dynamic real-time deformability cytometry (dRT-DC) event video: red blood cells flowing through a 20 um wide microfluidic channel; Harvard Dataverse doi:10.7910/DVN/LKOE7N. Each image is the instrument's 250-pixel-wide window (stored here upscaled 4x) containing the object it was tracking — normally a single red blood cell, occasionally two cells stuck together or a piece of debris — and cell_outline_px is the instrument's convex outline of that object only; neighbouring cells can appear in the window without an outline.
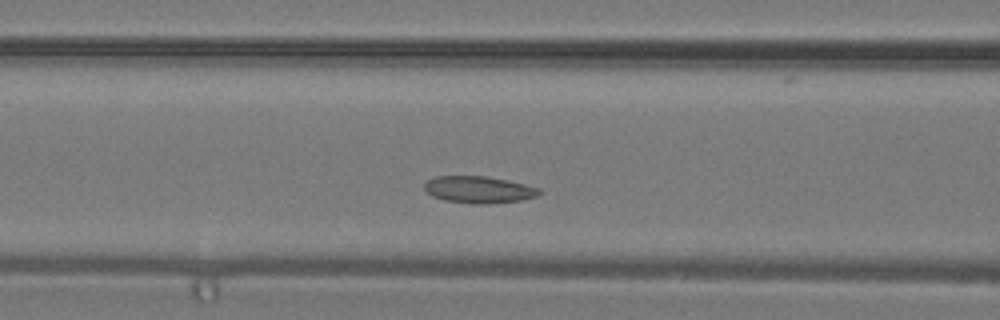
{"species": "common noctule bat (a hibernating species)", "species_latin": "Nyctalus noctula", "temperature_condition": "warm", "stored_images_in_passage": 30, "camera_frame_rate_fps": 3000, "um_per_image_px": 0.085, "animal": {"sex": "male", "body_mass_g": 19.2, "forearm_length_mm": 51.8}, "frame": {"image": 1, "passage_image": 8, "time_ms": 2.333, "image_size_px": [1000, 320], "cell_outline_px": [[544, 192], [536, 196], [520, 200], [488, 204], [472, 204], [444, 200], [432, 196], [424, 192], [424, 184], [428, 180], [436, 176], [488, 176], [508, 180], [540, 188]], "centroid_in_image_um": [40.69, 16.12], "position_along_channel_um": 125.9, "area_um2": 18.21}}
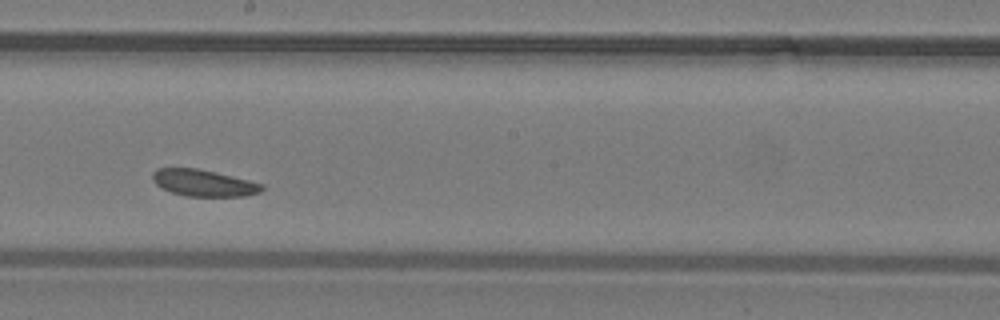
{"frame": {"image": 2, "passage_image": 14, "time_ms": 4.333, "image_size_px": [1000, 320], "cell_outline_px": [[264, 188], [260, 192], [244, 196], [184, 196], [160, 188], [152, 180], [152, 172], [156, 168], [196, 168], [248, 180], [264, 184]], "centroid_in_image_um": [17.27, 15.55], "position_along_channel_um": 230.9, "area_um2": 16.94}}
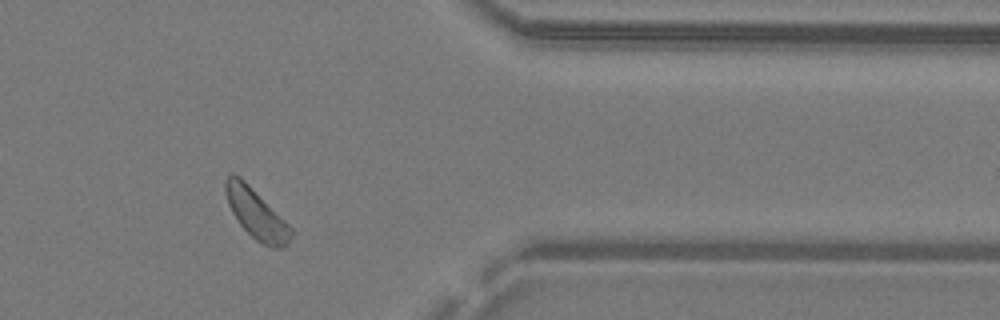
{"frame": {"image": 3, "passage_image": 24, "time_ms": 7.667, "image_size_px": [1000, 320], "cell_outline_px": [[292, 236], [284, 248], [272, 248], [256, 240], [240, 224], [232, 212], [228, 204], [224, 188], [224, 180], [228, 172], [232, 172], [240, 176], [292, 228]], "centroid_in_image_um": [21.75, 18.14], "position_along_channel_um": 389.7, "area_um2": 18.79}}